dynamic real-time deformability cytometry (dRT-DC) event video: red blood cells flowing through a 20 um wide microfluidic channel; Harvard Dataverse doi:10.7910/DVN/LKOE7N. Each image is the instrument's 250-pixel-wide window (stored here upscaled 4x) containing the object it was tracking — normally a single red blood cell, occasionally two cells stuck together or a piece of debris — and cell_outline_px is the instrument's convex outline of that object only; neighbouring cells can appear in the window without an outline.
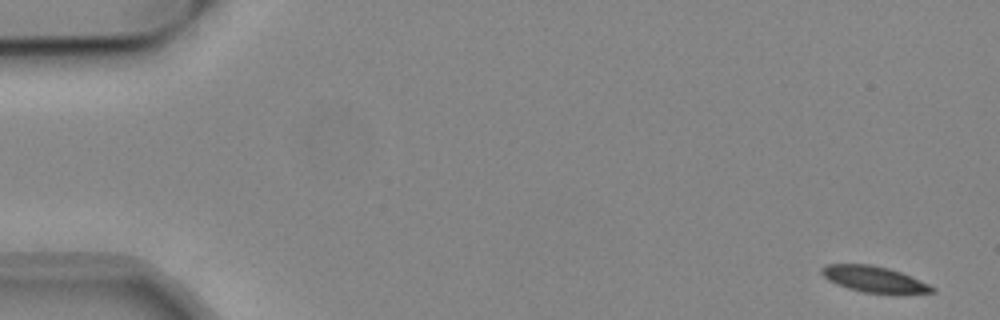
{"species": "common noctule bat (a hibernating species)", "species_latin": "Nyctalus noctula", "temperature_condition": "cold", "stored_images_in_passage": 48, "camera_frame_rate_fps": 3000, "um_per_image_px": 0.085, "animal": {"sex": "male", "body_mass_g": 19.2, "forearm_length_mm": 51.8}, "frame": {"image": 1, "passage_image": 1, "time_ms": 0.0, "image_size_px": [1000, 320], "cell_outline_px": [[936, 292], [864, 292], [848, 288], [836, 284], [828, 280], [820, 272], [820, 268], [824, 264], [872, 264], [888, 268], [900, 272], [928, 284], [936, 288]], "centroid_in_image_um": [74.21, 23.7], "position_along_channel_um": 10.8, "area_um2": 16.3}}
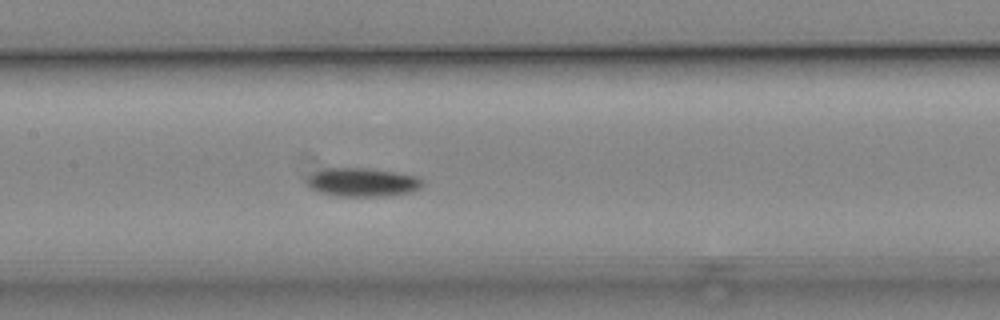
{"frame": {"image": 2, "passage_image": 25, "time_ms": 8.0, "image_size_px": [1000, 320], "cell_outline_px": [[424, 184], [420, 188], [408, 192], [376, 196], [336, 196], [316, 192], [308, 184], [308, 176], [324, 168], [368, 168], [416, 176]], "centroid_in_image_um": [30.76, 15.49], "position_along_channel_um": 176.6, "area_um2": 18.9}}
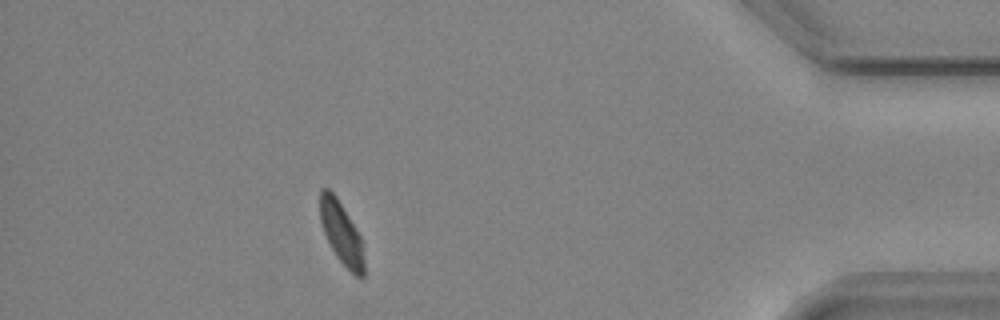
{"frame": {"image": 3, "passage_image": 47, "time_ms": 15.333, "image_size_px": [1000, 320], "cell_outline_px": [[364, 276], [356, 276], [336, 256], [324, 232], [320, 220], [320, 188], [328, 188], [336, 196], [356, 228], [360, 236], [364, 260]], "centroid_in_image_um": [29.01, 19.77], "position_along_channel_um": 406.2, "area_um2": 15.61}, "authors_computed_cell_mechanics": {"area_um2": 18.1203, "velocity_mm_per_s": 3.8144, "shape_relaxation_time_tau1_ms": 4.0815, "shape_relaxation_time_tau2_ms": null, "deformation_change_tau1": 0.1044, "deformation_change_tau2": null}}